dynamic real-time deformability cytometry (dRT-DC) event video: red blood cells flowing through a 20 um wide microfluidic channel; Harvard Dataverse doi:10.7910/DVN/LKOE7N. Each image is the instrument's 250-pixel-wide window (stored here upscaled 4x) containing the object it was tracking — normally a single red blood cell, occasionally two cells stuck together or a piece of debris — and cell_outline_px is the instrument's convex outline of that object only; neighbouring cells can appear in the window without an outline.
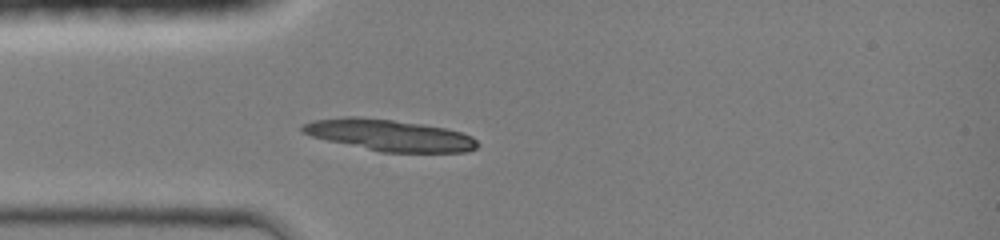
{"species": "common noctule bat (a hibernating species)", "species_latin": "Nyctalus noctula", "temperature_condition": "room temperature", "stored_images_in_passage": 41, "camera_frame_rate_fps": 3000, "um_per_image_px": 0.085, "animal": {"sex": "female", "body_mass_g": 19.0, "forearm_length_mm": 51.5}, "frame": {"image": 1, "passage_image": 11, "time_ms": 3.333, "image_size_px": [1000, 240], "cell_outline_px": [[480, 144], [476, 148], [468, 152], [380, 152], [328, 140], [312, 136], [304, 132], [300, 128], [304, 124], [312, 120], [344, 116], [356, 116], [392, 120], [424, 124], [444, 128], [460, 132], [472, 136]], "centroid_in_image_um": [33.12, 11.49], "position_along_channel_um": 51.9, "area_um2": 31.96}}